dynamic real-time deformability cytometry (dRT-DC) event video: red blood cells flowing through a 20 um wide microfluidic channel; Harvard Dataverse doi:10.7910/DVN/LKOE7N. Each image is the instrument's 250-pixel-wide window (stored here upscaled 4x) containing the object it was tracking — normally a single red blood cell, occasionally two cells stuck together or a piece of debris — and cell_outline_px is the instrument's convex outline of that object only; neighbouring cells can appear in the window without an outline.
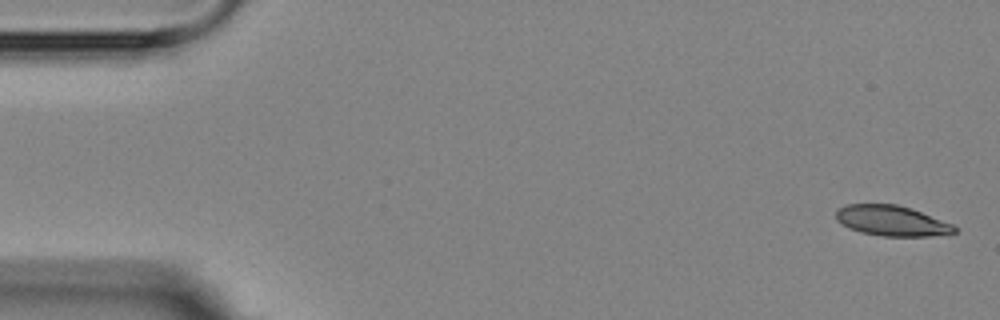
{"species": "Egyptian fruit bat (a non-hibernating species)", "species_latin": "Rousettus aegyptiacus", "temperature_condition": "room temperature", "stored_images_in_passage": 5, "segment_of_instrument_passage": [2, 2], "camera_frame_rate_fps": 3000, "um_per_image_px": 0.085, "animal": {"sex": "female"}, "frame": {"image": 1, "passage_image": 5, "time_ms": 6.0, "image_size_px": [1000, 320], "cell_outline_px": [[956, 232], [928, 236], [884, 236], [860, 232], [848, 228], [840, 224], [836, 220], [836, 208], [848, 204], [896, 204], [912, 208], [952, 224], [956, 228]], "centroid_in_image_um": [75.74, 18.75], "position_along_channel_um": 9.3, "area_um2": 20.98}}